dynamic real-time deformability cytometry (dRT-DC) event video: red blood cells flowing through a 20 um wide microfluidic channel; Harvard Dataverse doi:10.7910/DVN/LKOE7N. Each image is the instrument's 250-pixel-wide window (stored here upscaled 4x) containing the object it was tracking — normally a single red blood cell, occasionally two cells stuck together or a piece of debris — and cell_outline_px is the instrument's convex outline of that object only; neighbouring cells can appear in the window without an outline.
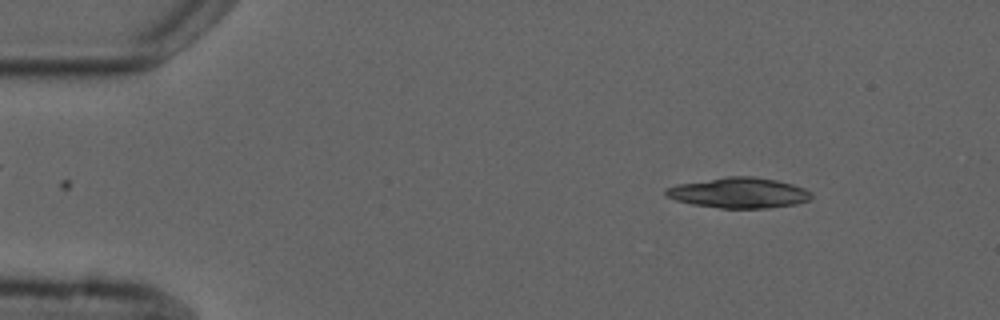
{"species": "common noctule bat (a hibernating species)", "species_latin": "Nyctalus noctula", "temperature_condition": "cold", "stored_images_in_passage": 6, "camera_frame_rate_fps": 3000, "um_per_image_px": 0.085, "animal": {"sex": "male", "forearm_length_mm": 52.5}, "frame": {"image": 1, "passage_image": 6, "time_ms": 6.333, "image_size_px": [1000, 320], "cell_outline_px": [[812, 196], [808, 200], [796, 204], [768, 208], [720, 208], [692, 204], [676, 200], [664, 196], [664, 188], [676, 184], [728, 176], [752, 176], [776, 180], [792, 184], [804, 188], [812, 192]], "centroid_in_image_um": [62.77, 16.39], "position_along_channel_um": 22.2, "area_um2": 25.95}}